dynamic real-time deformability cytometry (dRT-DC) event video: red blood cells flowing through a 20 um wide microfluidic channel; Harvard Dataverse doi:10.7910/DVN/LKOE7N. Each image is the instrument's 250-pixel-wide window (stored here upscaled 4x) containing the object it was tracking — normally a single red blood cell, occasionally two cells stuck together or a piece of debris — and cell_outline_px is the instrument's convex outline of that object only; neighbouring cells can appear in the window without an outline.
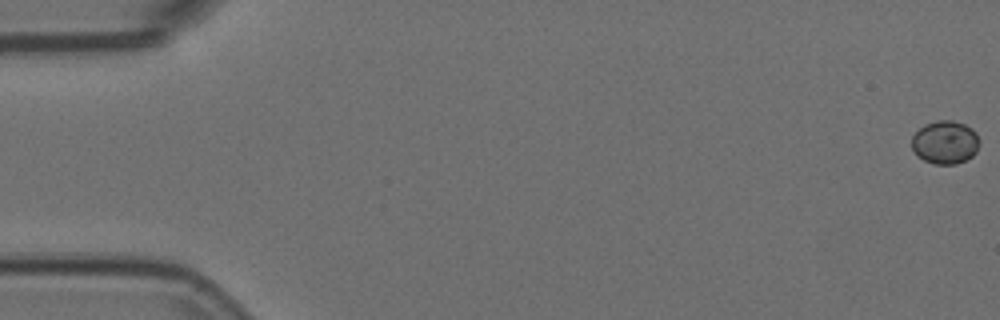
{"species": "Egyptian fruit bat (a non-hibernating species)", "species_latin": "Rousettus aegyptiacus", "temperature_condition": "room temperature", "stored_images_in_passage": 56, "camera_frame_rate_fps": 3000, "um_per_image_px": 0.085, "animal": {"sex": "female"}, "frame": {"image": 1, "passage_image": 1, "time_ms": 0.0, "image_size_px": [1000, 320], "cell_outline_px": [[980, 144], [976, 152], [972, 156], [956, 164], [932, 164], [924, 160], [912, 148], [912, 136], [924, 124], [936, 120], [952, 120], [964, 124], [972, 128], [976, 132], [980, 140]], "centroid_in_image_um": [80.36, 12.08], "position_along_channel_um": 4.6, "area_um2": 17.11}}
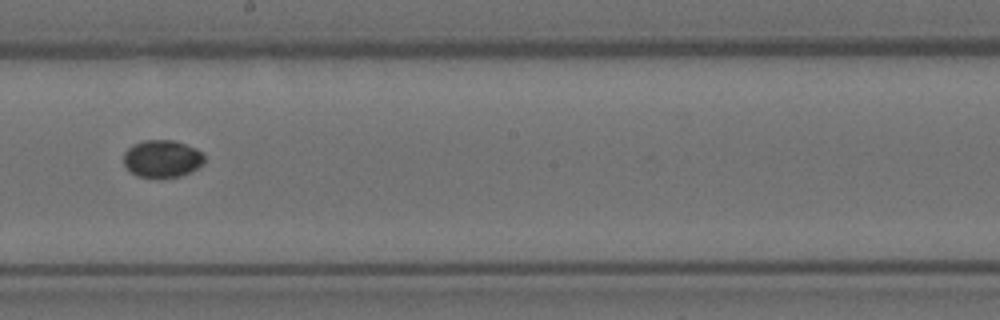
{"frame": {"image": 2, "passage_image": 32, "time_ms": 10.333, "image_size_px": [1000, 320], "cell_outline_px": [[204, 160], [196, 168], [180, 176], [160, 180], [156, 180], [136, 176], [124, 164], [124, 152], [132, 144], [144, 140], [172, 140], [196, 148], [204, 156]], "centroid_in_image_um": [13.73, 13.52], "position_along_channel_um": 234.5, "area_um2": 17.8}}
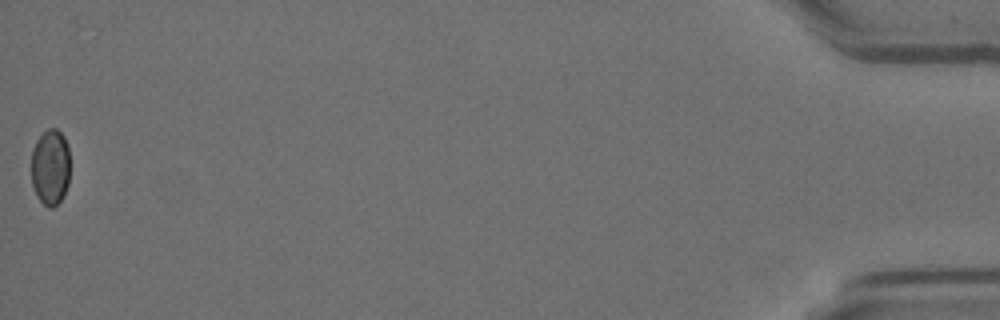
{"frame": {"image": 3, "passage_image": 56, "time_ms": 18.333, "image_size_px": [1000, 320], "cell_outline_px": [[68, 184], [64, 196], [52, 208], [48, 208], [36, 196], [32, 184], [32, 148], [36, 140], [48, 128], [56, 128], [64, 136], [68, 148]], "centroid_in_image_um": [4.27, 14.21], "position_along_channel_um": 430.9, "area_um2": 17.11}, "authors_computed_cell_mechanics": {"area_um2": 17.5712, "velocity_mm_per_s": 3.7257, "shape_relaxation_time_tau1_ms": null, "shape_relaxation_time_tau2_ms": 4.1161, "deformation_change_tau1": null, "deformation_change_tau2": 0.0139}}